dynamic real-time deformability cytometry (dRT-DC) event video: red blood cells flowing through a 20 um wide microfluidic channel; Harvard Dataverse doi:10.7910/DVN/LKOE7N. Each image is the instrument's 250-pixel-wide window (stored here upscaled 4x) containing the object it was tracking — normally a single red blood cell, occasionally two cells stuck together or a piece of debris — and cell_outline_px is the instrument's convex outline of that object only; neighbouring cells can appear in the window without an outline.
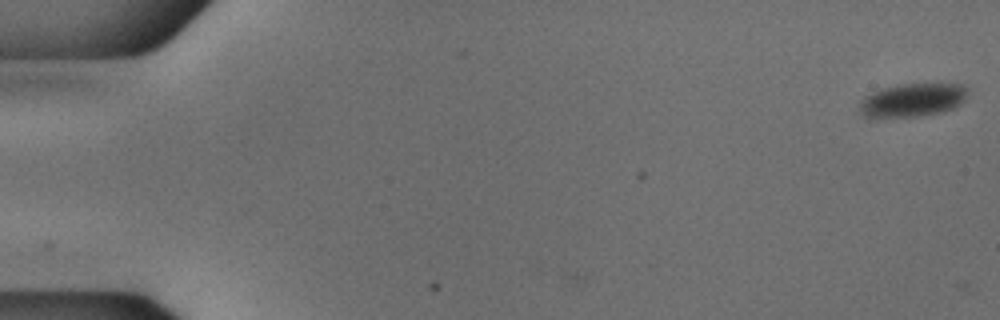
{"species": "common noctule bat (a hibernating species)", "species_latin": "Nyctalus noctula", "temperature_condition": "cold", "stored_images_in_passage": 8, "camera_frame_rate_fps": 3000, "um_per_image_px": 0.085, "animal": {"sex": "male", "body_mass_g": 18.8}, "frame": {"image": 1, "passage_image": 1, "time_ms": 0.0, "image_size_px": [1000, 320], "cell_outline_px": [[968, 92], [964, 100], [956, 108], [944, 112], [920, 116], [864, 116], [860, 112], [860, 100], [864, 96], [884, 88], [904, 84], [964, 84], [968, 88]], "centroid_in_image_um": [77.64, 8.5], "position_along_channel_um": 7.4, "area_um2": 20.87}}